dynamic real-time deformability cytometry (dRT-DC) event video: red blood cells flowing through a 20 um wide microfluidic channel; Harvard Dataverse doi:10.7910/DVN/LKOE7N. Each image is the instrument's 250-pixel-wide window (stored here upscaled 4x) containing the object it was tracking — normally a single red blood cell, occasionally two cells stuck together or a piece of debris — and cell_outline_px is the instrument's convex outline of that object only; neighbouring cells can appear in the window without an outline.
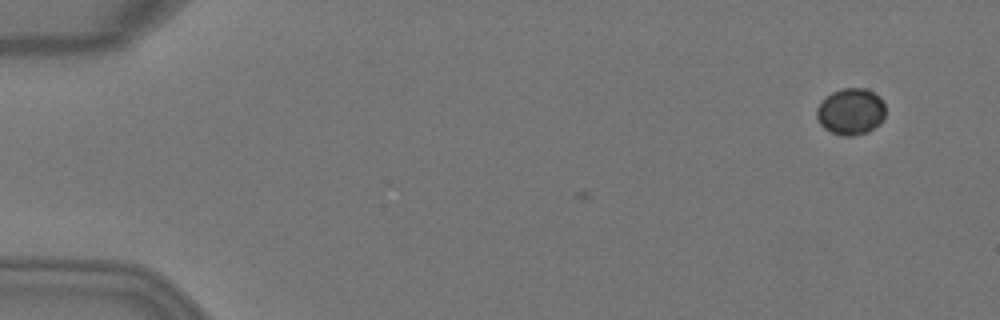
{"species": "Egyptian fruit bat (a non-hibernating species)", "species_latin": "Rousettus aegyptiacus", "temperature_condition": "warm", "stored_images_in_passage": 6, "camera_frame_rate_fps": 3000, "um_per_image_px": 0.085, "animal": {"sex": "female"}, "frame": {"image": 1, "passage_image": 1, "time_ms": 0.0, "image_size_px": [1000, 320], "cell_outline_px": [[884, 120], [880, 124], [868, 132], [852, 136], [844, 136], [832, 132], [824, 128], [820, 124], [816, 116], [816, 108], [832, 92], [840, 88], [864, 88], [880, 96], [884, 100]], "centroid_in_image_um": [72.34, 9.48], "position_along_channel_um": 12.7, "area_um2": 18.73}}